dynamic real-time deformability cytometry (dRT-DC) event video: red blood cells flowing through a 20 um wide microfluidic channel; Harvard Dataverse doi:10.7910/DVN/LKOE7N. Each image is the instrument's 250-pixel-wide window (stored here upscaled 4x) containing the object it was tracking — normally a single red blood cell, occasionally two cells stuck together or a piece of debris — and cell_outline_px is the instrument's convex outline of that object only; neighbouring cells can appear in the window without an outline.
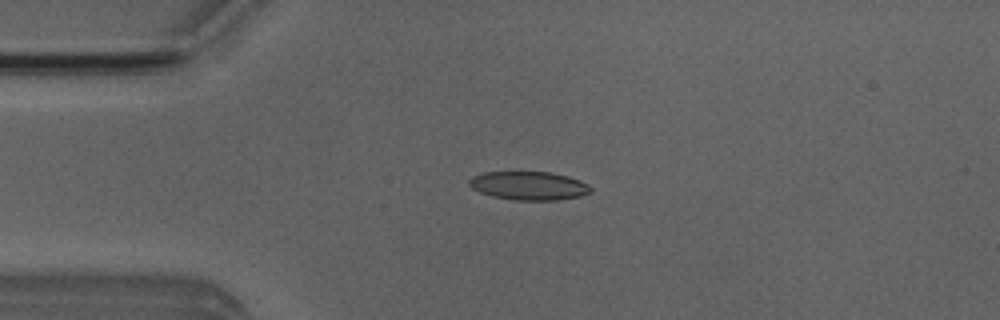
{"species": "Egyptian fruit bat (a non-hibernating species)", "species_latin": "Rousettus aegyptiacus", "temperature_condition": "room temperature", "stored_images_in_passage": 6, "camera_frame_rate_fps": 3000, "um_per_image_px": 0.085, "animal": {"sex": "male"}, "frame": {"image": 1, "passage_image": 4, "time_ms": 3.333, "image_size_px": [1000, 320], "cell_outline_px": [[592, 192], [580, 196], [556, 200], [516, 200], [492, 196], [480, 192], [472, 188], [468, 184], [468, 180], [472, 176], [484, 172], [548, 172], [568, 176], [580, 180], [588, 184], [592, 188]], "centroid_in_image_um": [44.95, 15.78], "position_along_channel_um": 40.0, "area_um2": 20.23}}